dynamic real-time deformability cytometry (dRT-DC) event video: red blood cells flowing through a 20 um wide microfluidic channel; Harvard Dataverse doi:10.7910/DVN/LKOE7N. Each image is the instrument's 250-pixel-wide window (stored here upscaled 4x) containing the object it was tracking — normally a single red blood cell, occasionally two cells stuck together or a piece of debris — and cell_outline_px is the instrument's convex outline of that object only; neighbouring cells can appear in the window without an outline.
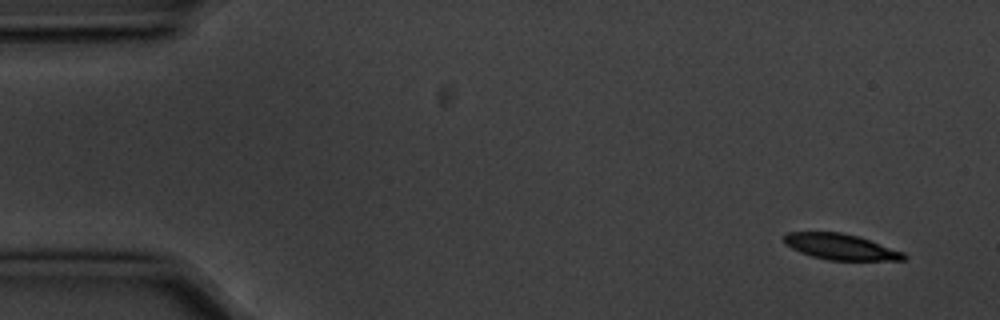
{"species": "common noctule bat (a hibernating species)", "species_latin": "Nyctalus noctula", "temperature_condition": "cold", "stored_images_in_passage": 7, "camera_frame_rate_fps": 3000, "um_per_image_px": 0.085, "animal": {"sex": "male", "body_mass_g": 20.1, "forearm_length_mm": 53.5}, "frame": {"image": 1, "passage_image": 1, "time_ms": 0.0, "image_size_px": [1000, 320], "cell_outline_px": [[908, 256], [904, 260], [828, 260], [812, 256], [800, 252], [784, 244], [784, 236], [788, 232], [840, 232], [856, 236], [904, 252]], "centroid_in_image_um": [71.44, 20.98], "position_along_channel_um": 13.6, "area_um2": 17.8}}
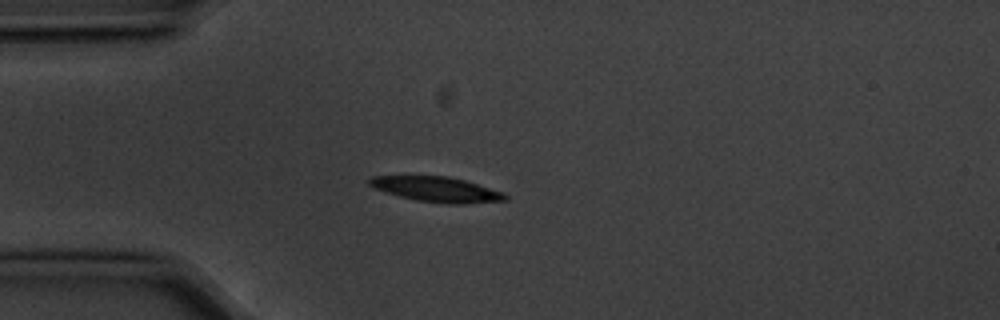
{"frame": {"image": 2, "passage_image": 4, "time_ms": 1.0, "image_size_px": [1000, 320], "cell_outline_px": [[508, 200], [464, 204], [448, 204], [416, 200], [400, 196], [376, 188], [368, 184], [364, 180], [372, 176], [448, 176], [464, 180], [504, 192], [508, 196]], "centroid_in_image_um": [37.14, 16.09], "position_along_channel_um": 47.9, "area_um2": 19.83}}